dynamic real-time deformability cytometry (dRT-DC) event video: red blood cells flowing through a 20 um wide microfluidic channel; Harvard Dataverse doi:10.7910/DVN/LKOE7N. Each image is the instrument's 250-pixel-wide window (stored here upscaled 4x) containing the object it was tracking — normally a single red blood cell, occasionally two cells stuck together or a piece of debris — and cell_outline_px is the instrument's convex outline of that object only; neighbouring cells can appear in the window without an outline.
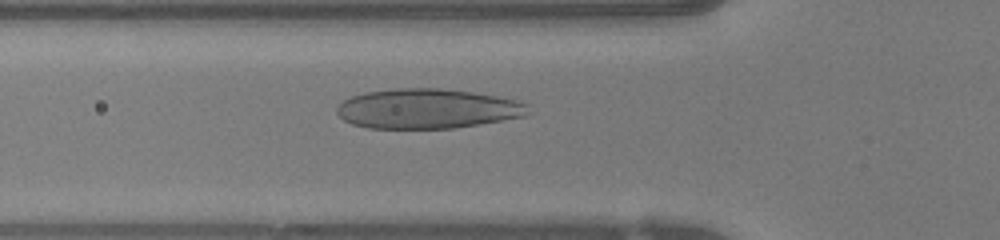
{"species": "human", "species_latin": "Homo sapiens", "temperature_condition": "warm", "stored_images_in_passage": 39, "camera_frame_rate_fps": 3000, "um_per_image_px": 0.085, "donor": {"sex": "female"}, "frame": {"image": 1, "passage_image": 6, "time_ms": 1.667, "image_size_px": [1000, 240], "cell_outline_px": [[528, 104], [524, 116], [452, 128], [368, 128], [352, 124], [344, 120], [336, 112], [336, 108], [344, 100], [352, 96], [364, 92], [396, 88], [440, 88], [472, 92], [496, 96], [516, 100]], "centroid_in_image_um": [36.26, 9.23], "position_along_channel_um": 89.5, "area_um2": 43.93}}
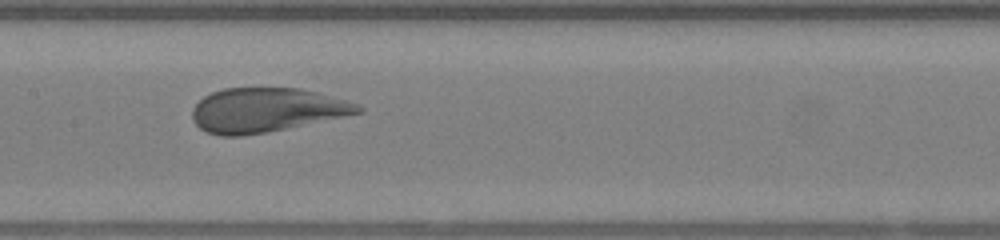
{"frame": {"image": 2, "passage_image": 13, "time_ms": 4.0, "image_size_px": [1000, 240], "cell_outline_px": [[364, 112], [264, 132], [240, 136], [220, 136], [208, 132], [200, 128], [192, 120], [192, 108], [204, 96], [212, 92], [224, 88], [300, 88], [316, 92], [344, 100], [356, 104], [364, 108]], "centroid_in_image_um": [22.59, 9.34], "position_along_channel_um": 184.8, "area_um2": 42.14}}
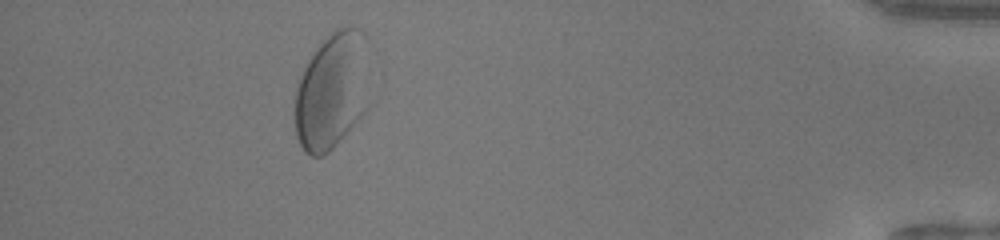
{"frame": {"image": 3, "passage_image": 34, "time_ms": 11.0, "image_size_px": [1000, 240], "cell_outline_px": [[372, 104], [336, 144], [328, 152], [320, 156], [312, 156], [304, 152], [296, 136], [296, 88], [304, 68], [308, 60], [316, 48], [336, 28], [356, 28], [364, 32], [368, 36]], "centroid_in_image_um": [28.32, 7.69], "position_along_channel_um": 406.9, "area_um2": 52.19}, "authors_computed_cell_mechanics": {"area_um2": 43.6968, "velocity_mm_per_s": 4.0624, "shape_relaxation_time_tau1_ms": 10.7732, "shape_relaxation_time_tau2_ms": null, "deformation_change_tau1": 0.3534, "deformation_change_tau2": null}}